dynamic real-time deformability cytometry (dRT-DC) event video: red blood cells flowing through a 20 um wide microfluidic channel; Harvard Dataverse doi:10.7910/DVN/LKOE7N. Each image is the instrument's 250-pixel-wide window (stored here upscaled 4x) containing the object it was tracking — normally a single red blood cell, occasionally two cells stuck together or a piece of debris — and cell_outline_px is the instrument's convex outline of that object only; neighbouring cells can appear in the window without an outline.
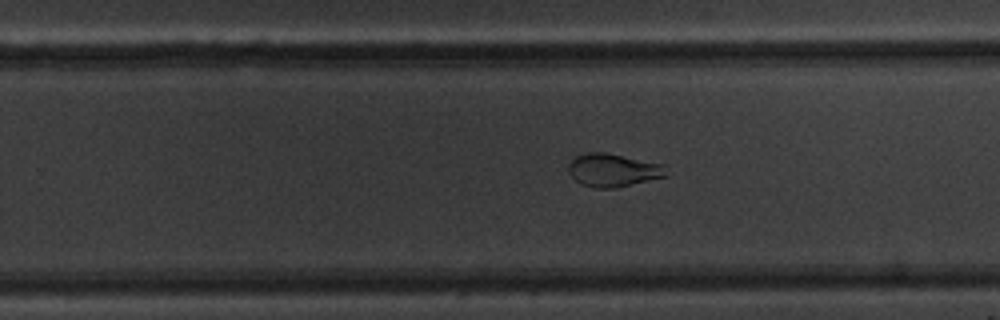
{"species": "common noctule bat (a hibernating species)", "species_latin": "Nyctalus noctula", "temperature_condition": "warm", "stored_images_in_passage": 36, "segment_of_instrument_passage": [1, 2], "camera_frame_rate_fps": 3000, "um_per_image_px": 0.085, "animal": {"sex": "male", "body_mass_g": 20.1, "forearm_length_mm": 53.5}, "frame": {"image": 1, "passage_image": 27, "time_ms": 8.667, "image_size_px": [1000, 320], "cell_outline_px": [[668, 176], [616, 188], [596, 188], [580, 184], [568, 172], [568, 164], [576, 156], [588, 152], [604, 152], [664, 164]], "centroid_in_image_um": [52.12, 14.47], "position_along_channel_um": 277.7, "area_um2": 18.9}}
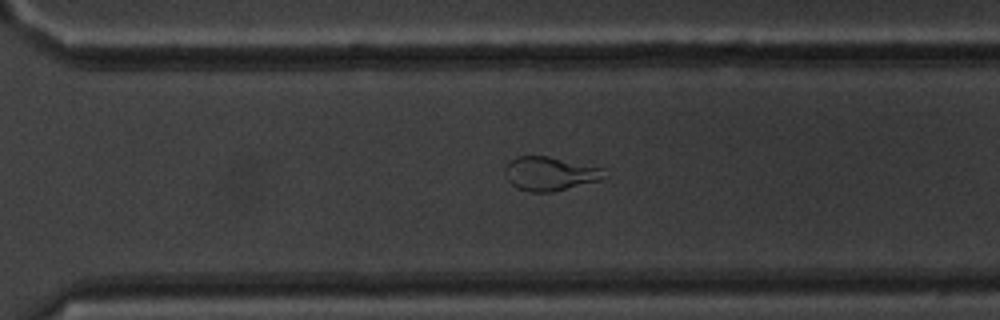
{"frame": {"image": 2, "passage_image": 31, "time_ms": 10.0, "image_size_px": [1000, 320], "cell_outline_px": [[600, 180], [552, 192], [532, 192], [516, 188], [508, 180], [504, 172], [504, 164], [508, 160], [516, 156], [548, 156], [600, 168]], "centroid_in_image_um": [46.58, 14.76], "position_along_channel_um": 324.0, "area_um2": 19.19}}
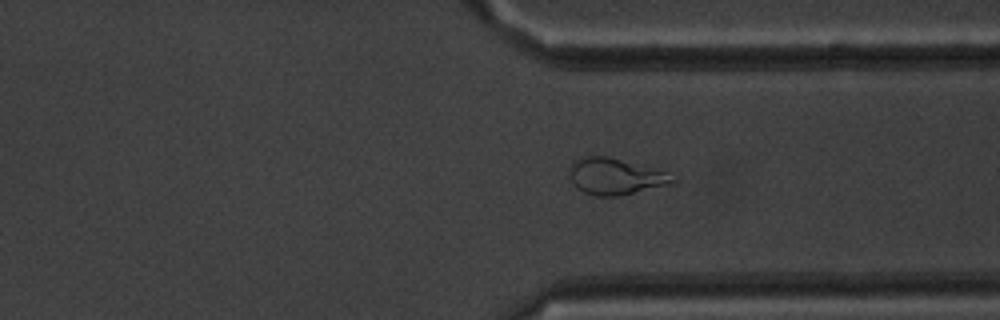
{"frame": {"image": 3, "passage_image": 34, "time_ms": 11.0, "image_size_px": [1000, 320], "cell_outline_px": [[676, 180], [672, 184], [620, 196], [596, 196], [584, 192], [576, 188], [568, 172], [568, 168], [572, 160], [584, 156], [604, 156], [664, 172]], "centroid_in_image_um": [52.21, 15.02], "position_along_channel_um": 359.2, "area_um2": 21.5}}